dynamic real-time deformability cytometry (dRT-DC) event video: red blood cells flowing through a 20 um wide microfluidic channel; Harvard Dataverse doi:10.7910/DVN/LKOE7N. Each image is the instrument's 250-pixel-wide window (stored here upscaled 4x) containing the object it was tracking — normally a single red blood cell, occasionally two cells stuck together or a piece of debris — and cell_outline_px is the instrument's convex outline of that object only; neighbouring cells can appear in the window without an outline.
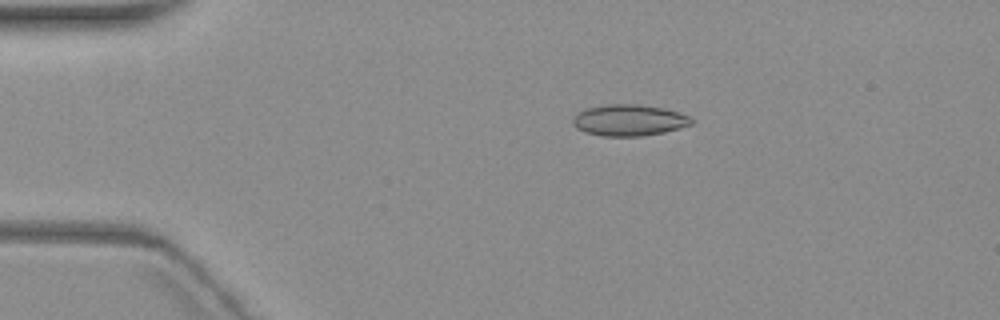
{"species": "common noctule bat (a hibernating species)", "species_latin": "Nyctalus noctula", "temperature_condition": "warm", "stored_images_in_passage": 8, "camera_frame_rate_fps": 3000, "um_per_image_px": 0.085, "animal": {"sex": "female", "body_mass_g": 19.3, "forearm_length_mm": 54.1}, "frame": {"image": 1, "passage_image": 2, "time_ms": 2.0, "image_size_px": [1000, 320], "cell_outline_px": [[692, 124], [664, 132], [640, 136], [600, 136], [584, 132], [576, 128], [572, 124], [572, 116], [576, 112], [584, 108], [604, 104], [640, 104], [664, 108], [688, 116], [692, 120]], "centroid_in_image_um": [53.37, 10.21], "position_along_channel_um": 31.6, "area_um2": 21.85}}
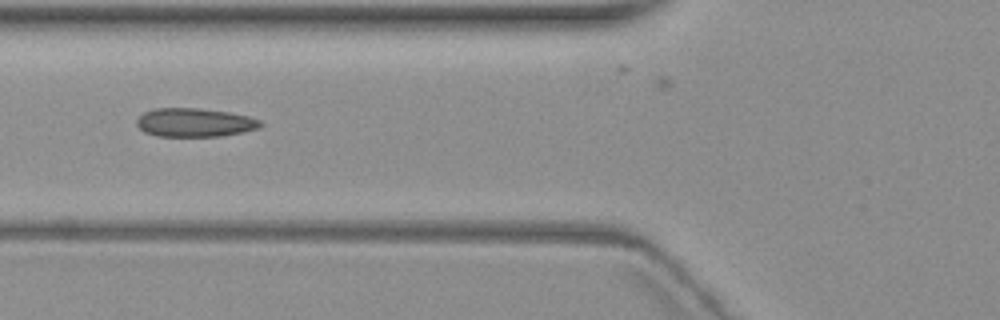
{"frame": {"image": 2, "passage_image": 5, "time_ms": 5.667, "image_size_px": [1000, 320], "cell_outline_px": [[264, 124], [260, 128], [244, 132], [220, 136], [156, 136], [144, 132], [136, 124], [136, 120], [144, 112], [156, 108], [200, 108], [228, 112], [248, 116], [260, 120]], "centroid_in_image_um": [16.56, 10.41], "position_along_channel_um": 109.2, "area_um2": 20.75}}
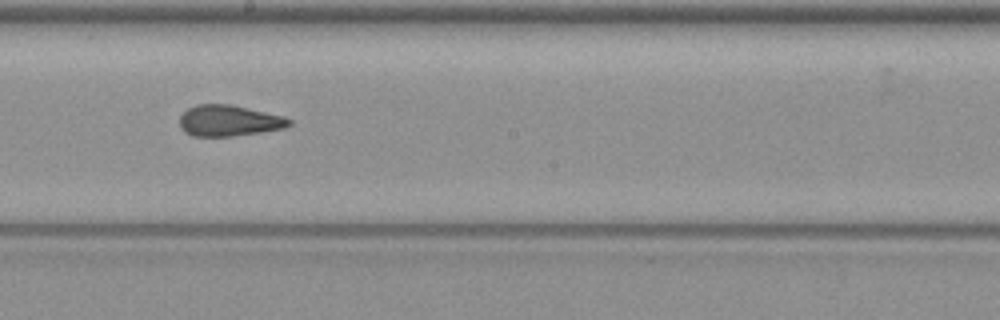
{"frame": {"image": 3, "passage_image": 8, "time_ms": 9.0, "image_size_px": [1000, 320], "cell_outline_px": [[292, 124], [284, 128], [260, 132], [232, 136], [192, 136], [184, 132], [180, 128], [180, 116], [188, 108], [196, 104], [232, 104], [284, 116], [292, 120]], "centroid_in_image_um": [19.46, 10.25], "position_along_channel_um": 228.7, "area_um2": 19.94}}